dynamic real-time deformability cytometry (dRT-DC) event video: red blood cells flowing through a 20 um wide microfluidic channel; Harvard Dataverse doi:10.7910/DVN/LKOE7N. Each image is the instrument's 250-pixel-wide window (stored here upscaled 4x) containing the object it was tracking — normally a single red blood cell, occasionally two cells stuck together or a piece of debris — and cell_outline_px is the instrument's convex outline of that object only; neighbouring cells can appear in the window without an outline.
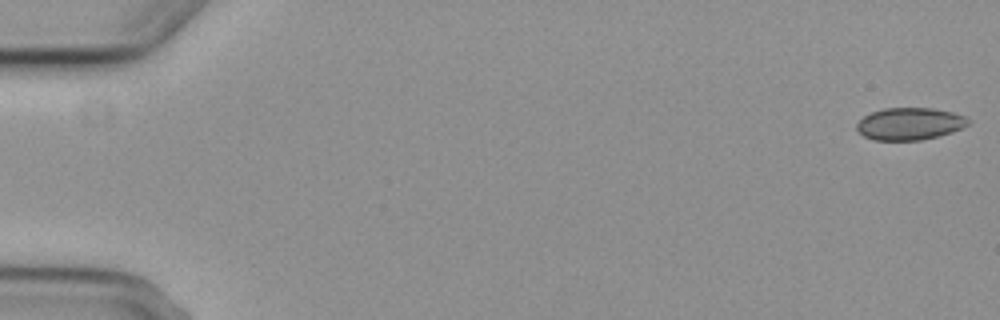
{"species": "common noctule bat (a hibernating species)", "species_latin": "Nyctalus noctula", "temperature_condition": "cold", "stored_images_in_passage": 7, "camera_frame_rate_fps": 3000, "um_per_image_px": 0.085, "animal": {"sex": "female", "body_mass_g": 29.2, "forearm_length_mm": 56.3}, "frame": {"image": 1, "passage_image": 1, "time_ms": 0.0, "image_size_px": [1000, 320], "cell_outline_px": [[968, 124], [952, 132], [920, 140], [872, 140], [864, 136], [856, 128], [856, 124], [864, 116], [872, 112], [884, 108], [932, 108], [952, 112], [964, 116], [968, 120]], "centroid_in_image_um": [77.29, 10.52], "position_along_channel_um": 7.7, "area_um2": 20.69}}
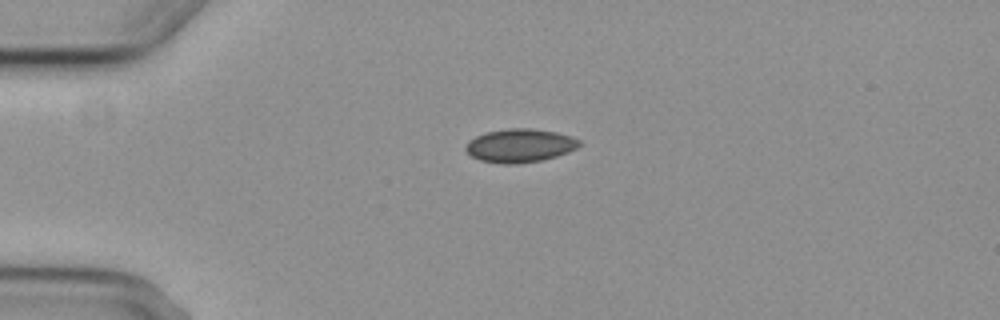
{"frame": {"image": 2, "passage_image": 5, "time_ms": 4.333, "image_size_px": [1000, 320], "cell_outline_px": [[580, 144], [576, 148], [568, 152], [556, 156], [540, 160], [516, 164], [500, 164], [480, 160], [472, 156], [464, 148], [468, 140], [484, 132], [508, 128], [532, 128], [556, 132], [572, 136], [580, 140]], "centroid_in_image_um": [44.17, 12.36], "position_along_channel_um": 40.8, "area_um2": 22.25}}
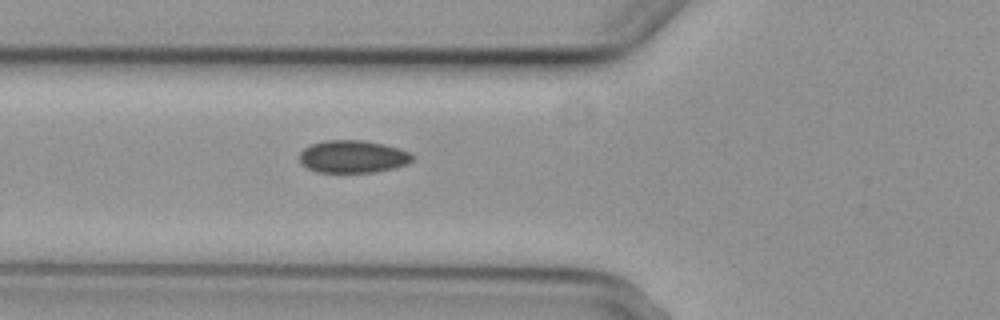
{"frame": {"image": 3, "passage_image": 7, "time_ms": 6.667, "image_size_px": [1000, 320], "cell_outline_px": [[416, 156], [408, 164], [376, 172], [316, 172], [300, 164], [300, 152], [308, 144], [324, 140], [364, 140], [384, 144], [408, 152]], "centroid_in_image_um": [29.96, 13.3], "position_along_channel_um": 95.8, "area_um2": 21.56}}